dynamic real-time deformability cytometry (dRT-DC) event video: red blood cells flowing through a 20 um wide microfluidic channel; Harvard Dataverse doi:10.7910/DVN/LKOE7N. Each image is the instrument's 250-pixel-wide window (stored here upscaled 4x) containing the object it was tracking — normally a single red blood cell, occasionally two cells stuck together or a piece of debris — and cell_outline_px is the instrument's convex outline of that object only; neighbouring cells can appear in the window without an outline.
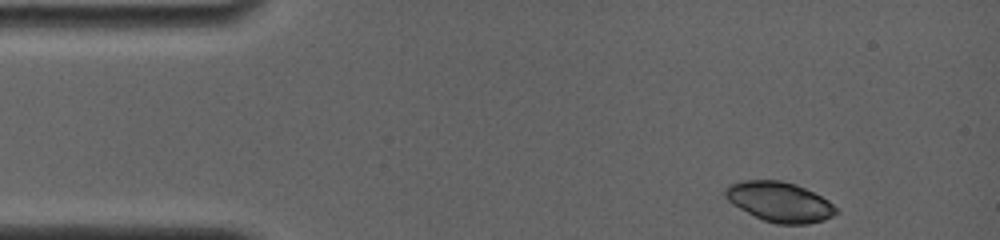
{"species": "common noctule bat (a hibernating species)", "species_latin": "Nyctalus noctula", "temperature_condition": "room temperature", "stored_images_in_passage": 15, "camera_frame_rate_fps": 4000, "um_per_image_px": 0.085, "animal": {"sex": "female", "body_mass_g": 19.0, "forearm_length_mm": 56.7}, "frame": {"image": 1, "passage_image": 1, "time_ms": 0.0, "image_size_px": [1000, 240], "cell_outline_px": [[840, 212], [824, 220], [808, 224], [776, 224], [764, 220], [732, 204], [724, 196], [724, 188], [728, 184], [744, 180], [780, 180], [796, 184], [828, 200]], "centroid_in_image_um": [66.25, 17.15], "position_along_channel_um": 18.7, "area_um2": 25.72}}
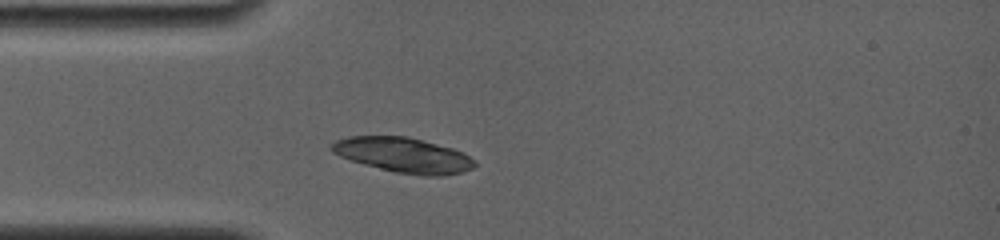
{"frame": {"image": 2, "passage_image": 14, "time_ms": 2.75, "image_size_px": [1000, 240], "cell_outline_px": [[476, 164], [472, 168], [460, 172], [444, 176], [424, 176], [396, 172], [364, 164], [340, 156], [332, 152], [328, 148], [336, 140], [348, 136], [408, 136], [452, 148], [464, 152], [476, 160]], "centroid_in_image_um": [34.31, 13.17], "position_along_channel_um": 50.7, "area_um2": 29.19}}